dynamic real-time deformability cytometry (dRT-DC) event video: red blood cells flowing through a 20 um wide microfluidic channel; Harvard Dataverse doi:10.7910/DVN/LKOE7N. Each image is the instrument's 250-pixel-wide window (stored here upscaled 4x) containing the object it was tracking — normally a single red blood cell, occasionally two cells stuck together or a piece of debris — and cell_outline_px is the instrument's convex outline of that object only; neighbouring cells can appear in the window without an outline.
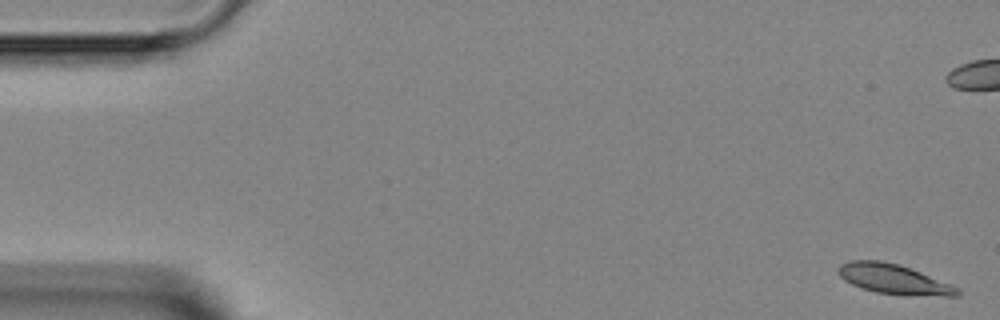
{"species": "Egyptian fruit bat (a non-hibernating species)", "species_latin": "Rousettus aegyptiacus", "temperature_condition": "room temperature", "stored_images_in_passage": 3, "camera_frame_rate_fps": 3000, "um_per_image_px": 0.085, "animal": {"sex": "female"}, "frame": {"image": 1, "passage_image": 1, "time_ms": 0.0, "image_size_px": [1000, 320], "cell_outline_px": [[960, 296], [944, 296], [876, 292], [860, 288], [844, 280], [840, 276], [836, 268], [840, 264], [848, 260], [880, 260], [896, 264], [920, 272], [960, 288]], "centroid_in_image_um": [75.91, 23.71], "position_along_channel_um": 9.1, "area_um2": 20.29}}